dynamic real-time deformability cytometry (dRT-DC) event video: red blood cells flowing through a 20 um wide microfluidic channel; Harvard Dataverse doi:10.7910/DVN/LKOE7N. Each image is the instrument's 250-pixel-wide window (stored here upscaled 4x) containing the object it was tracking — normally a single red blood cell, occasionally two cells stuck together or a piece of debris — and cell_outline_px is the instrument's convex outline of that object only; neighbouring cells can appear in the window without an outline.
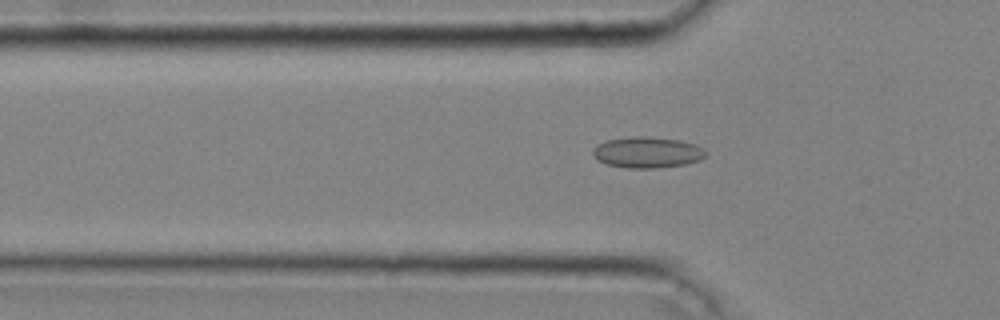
{"species": "common noctule bat (a hibernating species)", "species_latin": "Nyctalus noctula", "temperature_condition": "cold", "stored_images_in_passage": 45, "camera_frame_rate_fps": 3000, "um_per_image_px": 0.085, "animal": {"sex": "male", "body_mass_g": 20.4}, "frame": {"image": 1, "passage_image": 15, "time_ms": 4.667, "image_size_px": [1000, 320], "cell_outline_px": [[708, 152], [700, 160], [684, 164], [656, 168], [628, 168], [604, 164], [592, 152], [592, 148], [596, 144], [608, 140], [632, 136], [644, 136], [680, 140], [696, 144], [704, 148]], "centroid_in_image_um": [55.03, 12.94], "position_along_channel_um": 70.8, "area_um2": 20.46}}
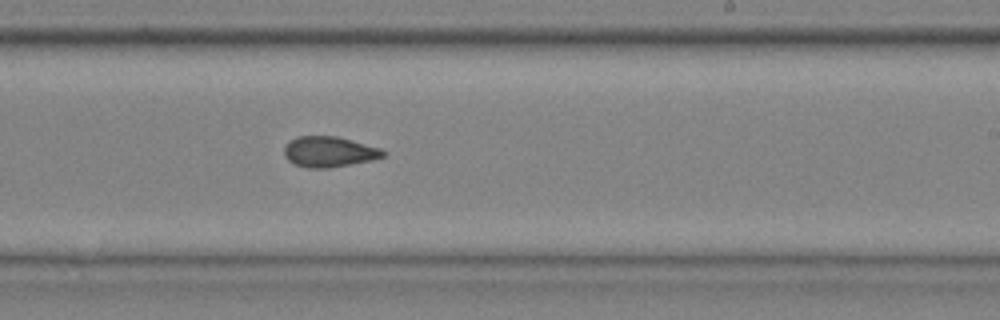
{"frame": {"image": 2, "passage_image": 29, "time_ms": 9.333, "image_size_px": [1000, 320], "cell_outline_px": [[388, 152], [384, 156], [372, 160], [328, 168], [308, 168], [296, 164], [288, 160], [284, 156], [284, 148], [296, 136], [336, 136], [380, 148]], "centroid_in_image_um": [27.99, 12.9], "position_along_channel_um": 261.0, "area_um2": 17.46}}
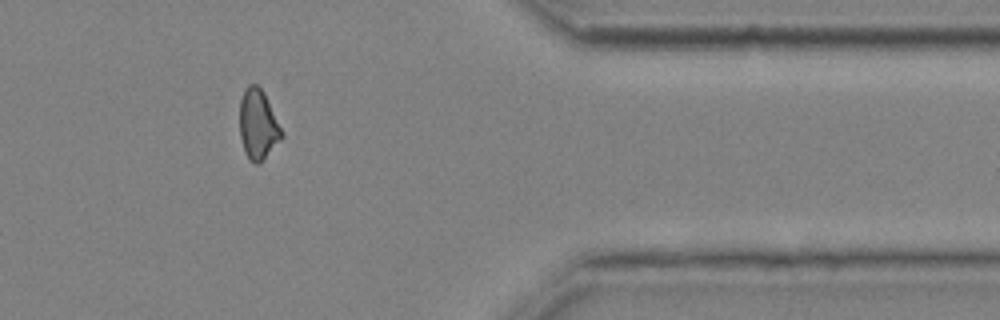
{"frame": {"image": 3, "passage_image": 40, "time_ms": 13.0, "image_size_px": [1000, 320], "cell_outline_px": [[284, 136], [260, 164], [256, 164], [248, 160], [244, 152], [240, 136], [240, 100], [244, 88], [248, 84], [256, 84], [264, 92], [284, 132]], "centroid_in_image_um": [21.94, 10.6], "position_along_channel_um": 389.5, "area_um2": 17.46}, "authors_computed_cell_mechanics": {"area_um2": 18.3226, "velocity_mm_per_s": 4.0817, "shape_relaxation_time_tau1_ms": null, "shape_relaxation_time_tau2_ms": 2.11, "deformation_change_tau1": null, "deformation_change_tau2": 0.0743}}